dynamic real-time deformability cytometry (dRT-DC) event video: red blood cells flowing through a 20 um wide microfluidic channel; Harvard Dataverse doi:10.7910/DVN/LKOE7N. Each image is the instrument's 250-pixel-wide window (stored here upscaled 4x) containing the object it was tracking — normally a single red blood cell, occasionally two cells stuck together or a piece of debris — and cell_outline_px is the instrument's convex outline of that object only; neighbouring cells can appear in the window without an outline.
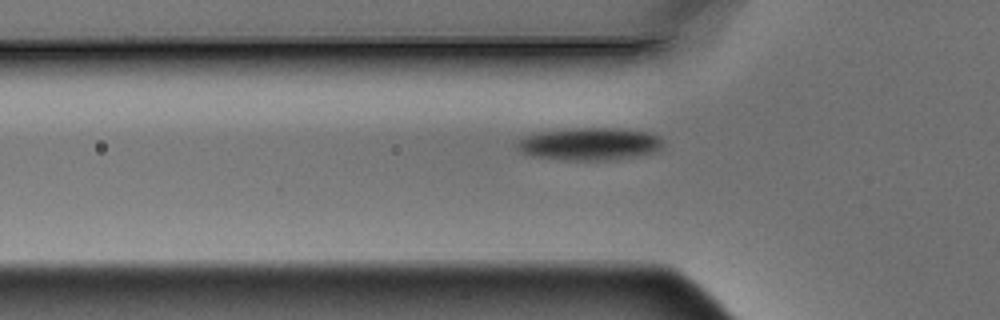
{"species": "Egyptian fruit bat (a non-hibernating species)", "species_latin": "Rousettus aegyptiacus", "temperature_condition": "warm", "stored_images_in_passage": 7, "segment_of_instrument_passage": [2, 2], "camera_frame_rate_fps": 3000, "um_per_image_px": 0.085, "animal": {"sex": "male"}, "frame": {"image": 1, "passage_image": 7, "time_ms": 2.0, "image_size_px": [1000, 320], "cell_outline_px": [[664, 144], [656, 152], [616, 160], [564, 160], [532, 156], [524, 152], [516, 144], [524, 136], [540, 132], [564, 128], [620, 128], [648, 132], [660, 136], [664, 140]], "centroid_in_image_um": [50.19, 12.23], "position_along_channel_um": 75.6, "area_um2": 27.92}}